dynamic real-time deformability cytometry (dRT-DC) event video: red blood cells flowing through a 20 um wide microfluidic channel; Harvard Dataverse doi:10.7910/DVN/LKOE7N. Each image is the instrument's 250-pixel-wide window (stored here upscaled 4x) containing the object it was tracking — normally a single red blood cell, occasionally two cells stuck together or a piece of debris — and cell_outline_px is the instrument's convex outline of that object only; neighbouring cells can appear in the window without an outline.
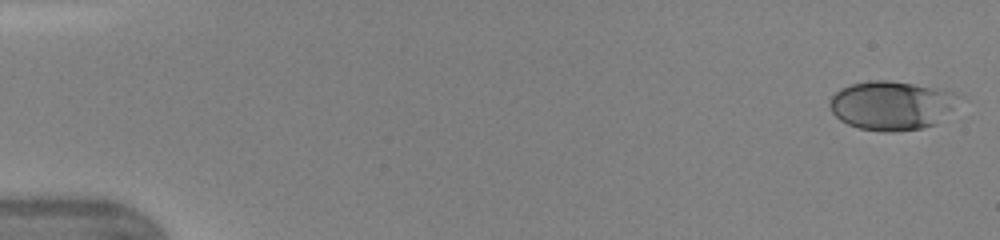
{"species": "human", "species_latin": "Homo sapiens", "temperature_condition": "warm", "stored_images_in_passage": 46, "camera_frame_rate_fps": 3000, "um_per_image_px": 0.085, "donor": {"sex": "female"}, "frame": {"image": 1, "passage_image": 1, "time_ms": 0.0, "image_size_px": [1000, 240], "cell_outline_px": [[968, 100], [936, 124], [920, 128], [892, 132], [884, 132], [860, 128], [848, 124], [840, 120], [832, 112], [828, 104], [832, 96], [840, 88], [852, 84], [868, 80], [888, 80], [948, 88], [964, 96]], "centroid_in_image_um": [75.95, 8.93], "position_along_channel_um": 9.1, "area_um2": 38.15}}
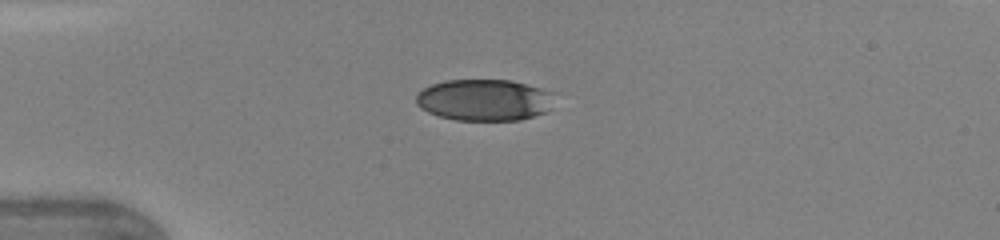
{"frame": {"image": 2, "passage_image": 12, "time_ms": 3.667, "image_size_px": [1000, 240], "cell_outline_px": [[552, 108], [548, 112], [520, 120], [456, 120], [440, 116], [428, 112], [420, 108], [416, 104], [416, 96], [424, 88], [432, 84], [444, 80], [512, 80], [540, 88], [552, 92]], "centroid_in_image_um": [41.18, 8.5], "position_along_channel_um": 43.8, "area_um2": 33.58}}
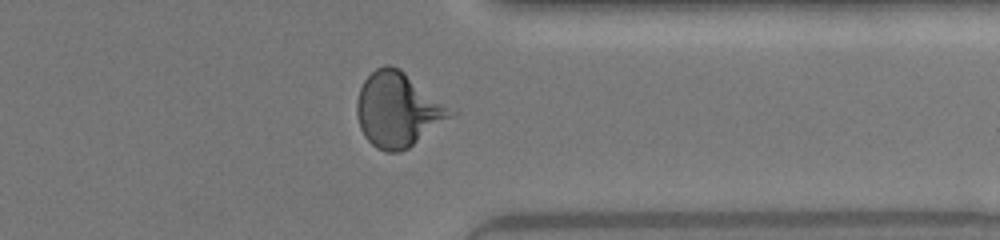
{"frame": {"image": 3, "passage_image": 37, "time_ms": 12.0, "image_size_px": [1000, 240], "cell_outline_px": [[456, 112], [452, 116], [408, 148], [400, 152], [384, 152], [376, 148], [364, 136], [360, 128], [356, 116], [356, 100], [360, 88], [364, 80], [376, 68], [384, 64], [388, 64], [400, 68]], "centroid_in_image_um": [33.77, 9.32], "position_along_channel_um": 377.6, "area_um2": 40.46}, "authors_computed_cell_mechanics": {"area_um2": 36.9631, "velocity_mm_per_s": 4.3617, "shape_relaxation_time_tau1_ms": 4.0317, "shape_relaxation_time_tau2_ms": null, "deformation_change_tau1": 0.1755, "deformation_change_tau2": null}}